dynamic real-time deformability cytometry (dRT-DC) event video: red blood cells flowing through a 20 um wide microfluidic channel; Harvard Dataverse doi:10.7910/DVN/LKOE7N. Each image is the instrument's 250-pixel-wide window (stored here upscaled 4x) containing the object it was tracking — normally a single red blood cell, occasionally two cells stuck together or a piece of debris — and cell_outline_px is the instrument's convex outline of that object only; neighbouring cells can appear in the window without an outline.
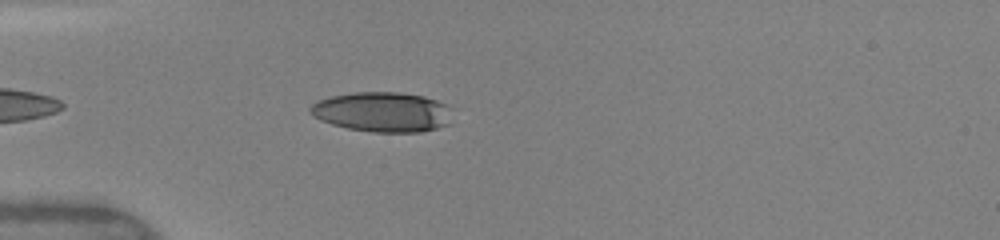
{"species": "human", "species_latin": "Homo sapiens", "temperature_condition": "warm", "stored_images_in_passage": 36, "camera_frame_rate_fps": 3000, "um_per_image_px": 0.085, "donor": {"sex": "female"}, "frame": {"image": 1, "passage_image": 4, "time_ms": 1.0, "image_size_px": [1000, 240], "cell_outline_px": [[448, 124], [436, 128], [420, 132], [372, 132], [348, 128], [332, 124], [320, 120], [308, 108], [312, 104], [320, 100], [332, 96], [356, 92], [400, 92], [424, 96], [436, 100], [444, 104]], "centroid_in_image_um": [32.44, 9.51], "position_along_channel_um": 52.6, "area_um2": 32.31}}
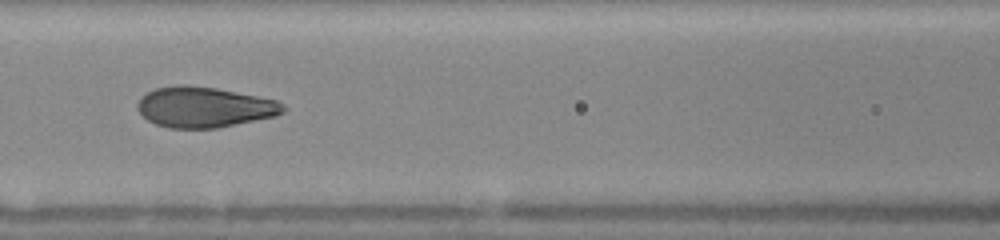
{"frame": {"image": 2, "passage_image": 12, "time_ms": 3.667, "image_size_px": [1000, 240], "cell_outline_px": [[288, 108], [284, 112], [276, 116], [216, 128], [168, 128], [156, 124], [148, 120], [136, 108], [136, 104], [148, 92], [156, 88], [176, 84], [188, 84], [216, 88], [276, 100], [284, 104]], "centroid_in_image_um": [17.38, 9.1], "position_along_channel_um": 149.2, "area_um2": 34.39}}
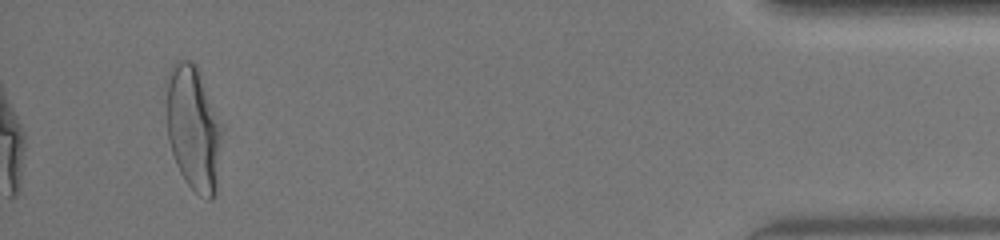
{"frame": {"image": 3, "passage_image": 36, "time_ms": 11.667, "image_size_px": [1000, 240], "cell_outline_px": [[220, 140], [216, 192], [212, 200], [208, 200], [200, 196], [184, 180], [176, 164], [168, 140], [164, 80], [172, 64], [176, 60], [192, 60], [196, 64], [200, 72], [212, 108]], "centroid_in_image_um": [16.33, 10.87], "position_along_channel_um": 418.9, "area_um2": 39.71}, "authors_computed_cell_mechanics": {"area_um2": 34.8245, "velocity_mm_per_s": 4.1457, "shape_relaxation_time_tau1_ms": 4.0719, "shape_relaxation_time_tau2_ms": null, "deformation_change_tau1": 0.2324, "deformation_change_tau2": null}}